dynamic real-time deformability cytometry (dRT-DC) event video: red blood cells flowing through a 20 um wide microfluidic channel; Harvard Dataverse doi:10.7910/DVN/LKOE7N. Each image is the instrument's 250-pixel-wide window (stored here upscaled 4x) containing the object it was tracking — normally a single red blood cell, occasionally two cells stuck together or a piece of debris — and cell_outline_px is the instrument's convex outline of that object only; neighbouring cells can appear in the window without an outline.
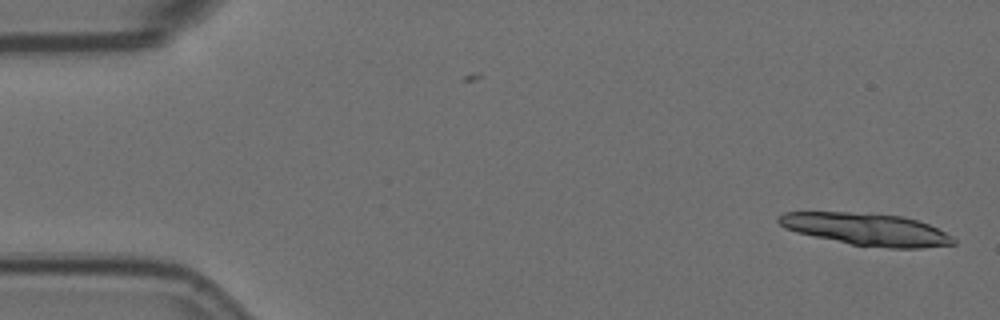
{"species": "Egyptian fruit bat (a non-hibernating species)", "species_latin": "Rousettus aegyptiacus", "temperature_condition": "room temperature", "stored_images_in_passage": 2, "camera_frame_rate_fps": 3000, "um_per_image_px": 0.085, "animal": {"sex": "female"}, "frame": {"image": 1, "passage_image": 2, "time_ms": 0.333, "image_size_px": [1000, 320], "cell_outline_px": [[956, 244], [920, 248], [888, 248], [852, 244], [796, 232], [784, 228], [776, 220], [776, 216], [784, 212], [848, 212], [904, 216], [928, 224], [952, 236], [956, 240]], "centroid_in_image_um": [73.64, 19.49], "position_along_channel_um": 11.4, "area_um2": 32.6}}